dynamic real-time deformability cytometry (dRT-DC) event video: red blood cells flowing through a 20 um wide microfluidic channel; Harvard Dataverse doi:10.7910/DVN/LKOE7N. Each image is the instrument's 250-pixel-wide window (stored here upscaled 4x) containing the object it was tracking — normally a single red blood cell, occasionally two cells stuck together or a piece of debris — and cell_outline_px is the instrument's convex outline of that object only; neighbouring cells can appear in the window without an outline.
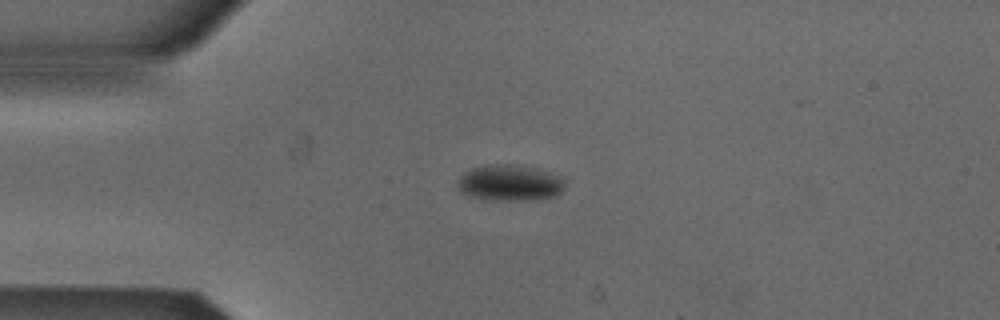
{"species": "Egyptian fruit bat (a non-hibernating species)", "species_latin": "Rousettus aegyptiacus", "temperature_condition": "cold", "stored_images_in_passage": 3, "camera_frame_rate_fps": 3000, "um_per_image_px": 0.085, "animal": {"sex": "male"}, "frame": {"image": 1, "passage_image": 1, "time_ms": 0.0, "image_size_px": [1000, 320], "cell_outline_px": [[564, 188], [556, 196], [520, 200], [492, 200], [468, 196], [460, 192], [456, 184], [460, 176], [464, 172], [472, 168], [488, 164], [520, 164], [540, 168], [560, 176], [564, 180]], "centroid_in_image_um": [43.31, 15.52], "position_along_channel_um": 41.7, "area_um2": 22.89}}